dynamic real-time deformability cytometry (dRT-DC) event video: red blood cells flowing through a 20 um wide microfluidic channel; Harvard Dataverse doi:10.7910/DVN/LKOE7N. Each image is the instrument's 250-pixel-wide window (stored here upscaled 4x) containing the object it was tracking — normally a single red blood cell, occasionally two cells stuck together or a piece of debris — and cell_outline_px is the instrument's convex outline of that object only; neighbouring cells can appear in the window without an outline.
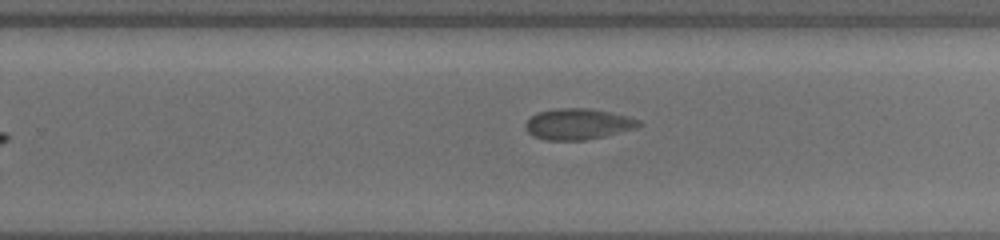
{"species": "common noctule bat (a hibernating species)", "species_latin": "Nyctalus noctula", "temperature_condition": "cold", "stored_images_in_passage": 9, "segment_of_instrument_passage": [2, 2], "camera_frame_rate_fps": 3000, "um_per_image_px": 0.085, "animal": {"sex": "female", "body_mass_g": 19.5, "forearm_length_mm": 54.1}, "frame": {"image": 1, "passage_image": 9, "time_ms": 8.333, "image_size_px": [1000, 240], "cell_outline_px": [[640, 124], [636, 128], [604, 136], [584, 140], [548, 140], [532, 136], [524, 128], [524, 124], [532, 116], [540, 112], [556, 108], [588, 108], [608, 112], [640, 120]], "centroid_in_image_um": [49.08, 10.55], "position_along_channel_um": 280.7, "area_um2": 20.17}}